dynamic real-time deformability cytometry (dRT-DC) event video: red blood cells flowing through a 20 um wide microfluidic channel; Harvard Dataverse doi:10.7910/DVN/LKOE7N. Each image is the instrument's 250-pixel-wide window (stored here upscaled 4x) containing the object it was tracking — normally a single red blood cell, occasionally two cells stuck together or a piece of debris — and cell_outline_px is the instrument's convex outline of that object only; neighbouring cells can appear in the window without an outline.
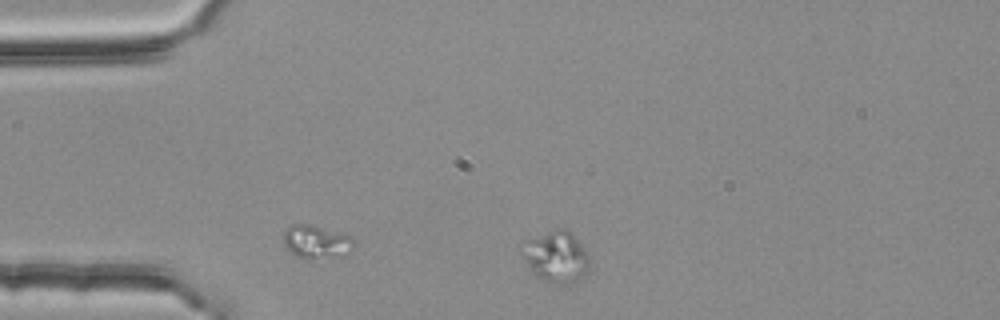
{"species": "common noctule bat (a hibernating species)", "species_latin": "Nyctalus noctula", "temperature_condition": "room temperature", "stored_images_in_passage": 2, "camera_frame_rate_fps": 3000, "um_per_image_px": 0.085, "animal": {"sex": "female", "body_mass_g": 25.1}, "frame": {"image": 1, "passage_image": 1, "time_ms": 0.0, "image_size_px": [1000, 320], "cell_outline_px": [[588, 272], [584, 276], [572, 284], [560, 288], [544, 284], [528, 268], [520, 252], [524, 240], [548, 232], [564, 228], [572, 232], [588, 256]], "centroid_in_image_um": [47.24, 21.92], "position_along_channel_um": 37.8, "area_um2": 20.87}}